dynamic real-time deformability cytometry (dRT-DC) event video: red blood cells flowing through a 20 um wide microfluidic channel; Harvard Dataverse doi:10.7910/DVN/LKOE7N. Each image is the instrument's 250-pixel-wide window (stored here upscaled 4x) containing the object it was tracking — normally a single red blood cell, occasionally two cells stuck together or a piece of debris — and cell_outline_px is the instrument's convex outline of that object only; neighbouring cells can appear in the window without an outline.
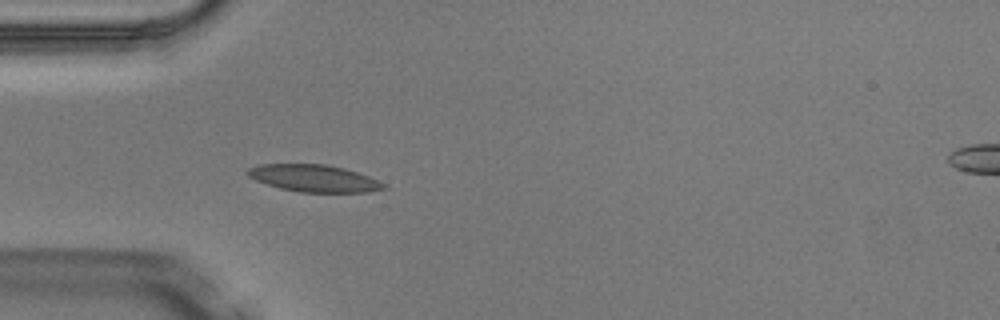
{"species": "Egyptian fruit bat (a non-hibernating species)", "species_latin": "Rousettus aegyptiacus", "temperature_condition": "warm", "stored_images_in_passage": 2, "camera_frame_rate_fps": 3000, "um_per_image_px": 0.085, "animal": {"sex": "male"}, "frame": {"image": 1, "passage_image": 1, "time_ms": 0.0, "image_size_px": [1000, 320], "cell_outline_px": [[388, 188], [368, 192], [300, 192], [280, 188], [256, 180], [248, 176], [244, 172], [248, 168], [260, 164], [328, 164], [344, 168], [368, 176], [388, 184]], "centroid_in_image_um": [26.71, 15.15], "position_along_channel_um": 58.3, "area_um2": 21.56}}